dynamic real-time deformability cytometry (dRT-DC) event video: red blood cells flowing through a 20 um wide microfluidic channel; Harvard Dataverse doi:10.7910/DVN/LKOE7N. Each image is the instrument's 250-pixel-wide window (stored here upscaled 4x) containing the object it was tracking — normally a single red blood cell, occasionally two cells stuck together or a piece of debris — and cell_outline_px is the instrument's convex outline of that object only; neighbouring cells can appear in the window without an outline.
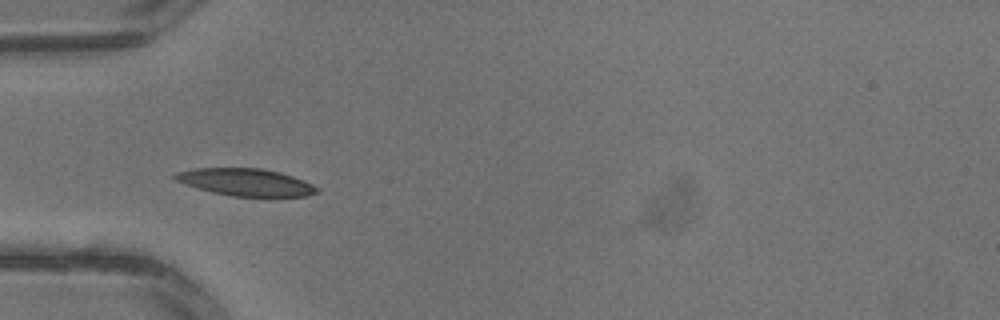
{"species": "common noctule bat (a hibernating species)", "species_latin": "Nyctalus noctula", "temperature_condition": "warm", "stored_images_in_passage": 3, "camera_frame_rate_fps": 3000, "um_per_image_px": 0.085, "animal": {"sex": "male", "body_mass_g": 13.3}, "frame": {"image": 1, "passage_image": 3, "time_ms": 0.667, "image_size_px": [1000, 320], "cell_outline_px": [[320, 192], [308, 196], [232, 196], [212, 192], [184, 184], [176, 180], [172, 176], [176, 172], [196, 168], [260, 168], [280, 172], [304, 180], [320, 188]], "centroid_in_image_um": [20.91, 15.48], "position_along_channel_um": 64.1, "area_um2": 22.54}}